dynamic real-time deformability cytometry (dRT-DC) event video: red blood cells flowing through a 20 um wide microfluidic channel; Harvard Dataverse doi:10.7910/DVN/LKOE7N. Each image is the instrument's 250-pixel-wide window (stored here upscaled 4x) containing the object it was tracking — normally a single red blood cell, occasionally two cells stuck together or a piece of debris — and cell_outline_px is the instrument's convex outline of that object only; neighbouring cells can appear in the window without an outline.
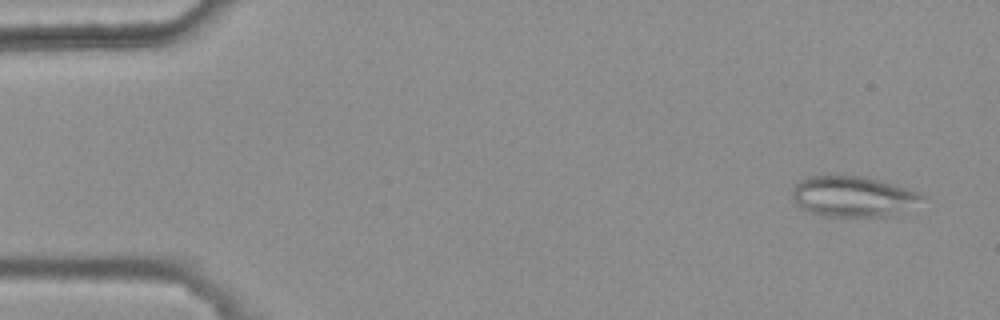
{"species": "common noctule bat (a hibernating species)", "species_latin": "Nyctalus noctula", "temperature_condition": "warm", "stored_images_in_passage": 4, "camera_frame_rate_fps": 3000, "um_per_image_px": 0.085, "animal": {"sex": "female", "body_mass_g": 25.1}, "frame": {"image": 1, "passage_image": 1, "time_ms": 0.0, "image_size_px": [1000, 320], "cell_outline_px": [[924, 196], [892, 216], [820, 216], [800, 208], [796, 204], [792, 196], [792, 188], [800, 180], [808, 176], [860, 176], [876, 180], [920, 192]], "centroid_in_image_um": [72.38, 16.7], "position_along_channel_um": 12.6, "area_um2": 30.0}}